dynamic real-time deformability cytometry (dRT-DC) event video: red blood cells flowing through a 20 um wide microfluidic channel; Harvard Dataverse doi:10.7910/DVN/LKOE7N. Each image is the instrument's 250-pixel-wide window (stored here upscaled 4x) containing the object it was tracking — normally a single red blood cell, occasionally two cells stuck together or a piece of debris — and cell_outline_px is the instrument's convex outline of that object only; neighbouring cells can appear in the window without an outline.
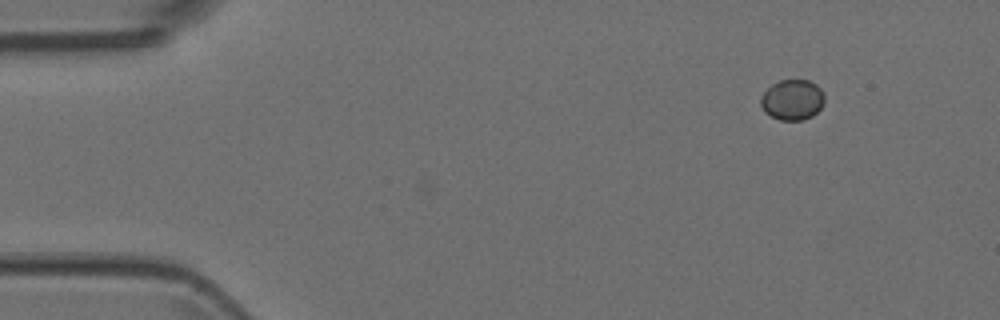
{"species": "Egyptian fruit bat (a non-hibernating species)", "species_latin": "Rousettus aegyptiacus", "temperature_condition": "room temperature", "stored_images_in_passage": 2, "camera_frame_rate_fps": 3000, "um_per_image_px": 0.085, "animal": {"sex": "female"}, "frame": {"image": 1, "passage_image": 2, "time_ms": 0.333, "image_size_px": [1000, 320], "cell_outline_px": [[824, 104], [812, 116], [804, 120], [780, 120], [764, 112], [760, 104], [760, 96], [772, 84], [780, 80], [808, 80], [816, 84], [824, 92]], "centroid_in_image_um": [67.35, 8.48], "position_along_channel_um": 17.7, "area_um2": 15.14}}